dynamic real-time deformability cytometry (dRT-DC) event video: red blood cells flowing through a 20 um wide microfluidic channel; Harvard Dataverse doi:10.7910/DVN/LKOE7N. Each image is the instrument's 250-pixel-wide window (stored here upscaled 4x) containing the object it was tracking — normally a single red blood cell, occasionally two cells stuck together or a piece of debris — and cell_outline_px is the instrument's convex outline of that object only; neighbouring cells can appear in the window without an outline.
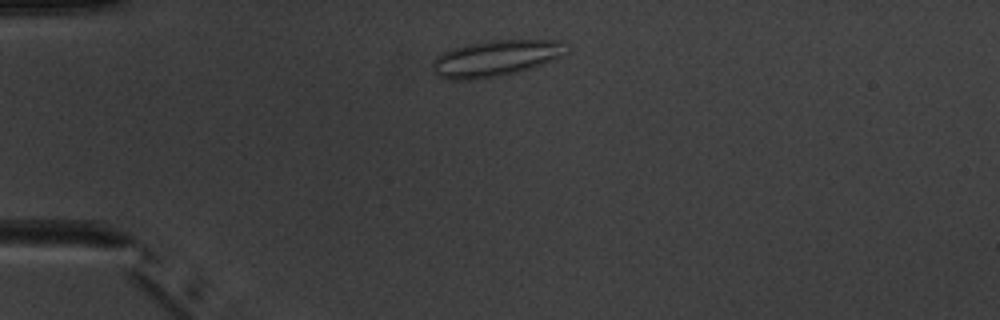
{"species": "common noctule bat (a hibernating species)", "species_latin": "Nyctalus noctula", "temperature_condition": "warm", "stored_images_in_passage": 3, "camera_frame_rate_fps": 3000, "um_per_image_px": 0.085, "animal": {"sex": "male", "body_mass_g": 20.1, "forearm_length_mm": 53.5}, "frame": {"image": 1, "passage_image": 2, "time_ms": 1.333, "image_size_px": [1000, 320], "cell_outline_px": [[564, 56], [516, 72], [500, 76], [468, 80], [452, 80], [436, 76], [432, 72], [432, 60], [436, 56], [452, 48], [468, 44], [488, 40], [564, 40]], "centroid_in_image_um": [42.05, 4.95], "position_along_channel_um": 42.9, "area_um2": 28.15}}